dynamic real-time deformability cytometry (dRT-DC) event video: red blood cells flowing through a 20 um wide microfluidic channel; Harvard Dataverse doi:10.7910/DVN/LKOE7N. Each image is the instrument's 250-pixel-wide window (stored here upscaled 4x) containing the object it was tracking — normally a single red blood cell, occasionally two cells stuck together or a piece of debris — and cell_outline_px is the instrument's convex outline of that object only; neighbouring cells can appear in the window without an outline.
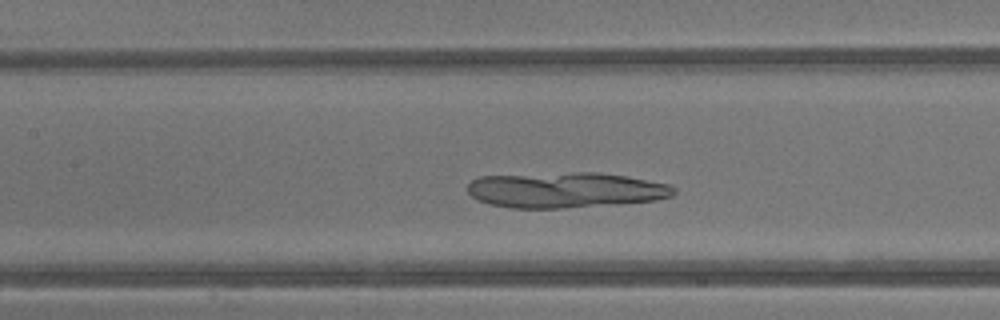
{"species": "common noctule bat (a hibernating species)", "species_latin": "Nyctalus noctula", "temperature_condition": "warm", "stored_images_in_passage": 32, "camera_frame_rate_fps": 3000, "um_per_image_px": 0.085, "animal": {"sex": "male", "body_mass_g": 13.3}, "frame": {"image": 1, "passage_image": 14, "time_ms": 4.333, "image_size_px": [1000, 320], "cell_outline_px": [[676, 192], [672, 196], [656, 200], [616, 204], [560, 208], [512, 208], [492, 204], [476, 200], [468, 192], [468, 184], [472, 180], [480, 176], [572, 172], [600, 172], [628, 176], [668, 184], [676, 188]], "centroid_in_image_um": [48.08, 16.14], "position_along_channel_um": 159.3, "area_um2": 42.83}}
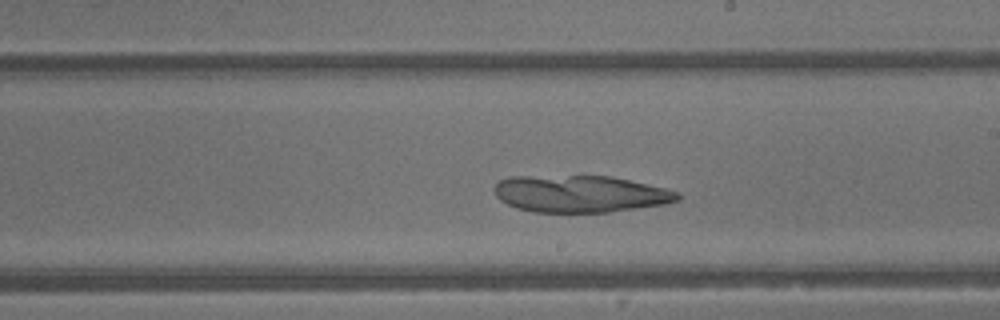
{"frame": {"image": 2, "passage_image": 19, "time_ms": 6.0, "image_size_px": [1000, 320], "cell_outline_px": [[680, 200], [664, 204], [608, 212], [532, 212], [516, 208], [500, 200], [496, 196], [492, 188], [500, 180], [508, 176], [612, 176], [664, 188], [680, 192]], "centroid_in_image_um": [49.29, 16.47], "position_along_channel_um": 239.7, "area_um2": 39.54}}
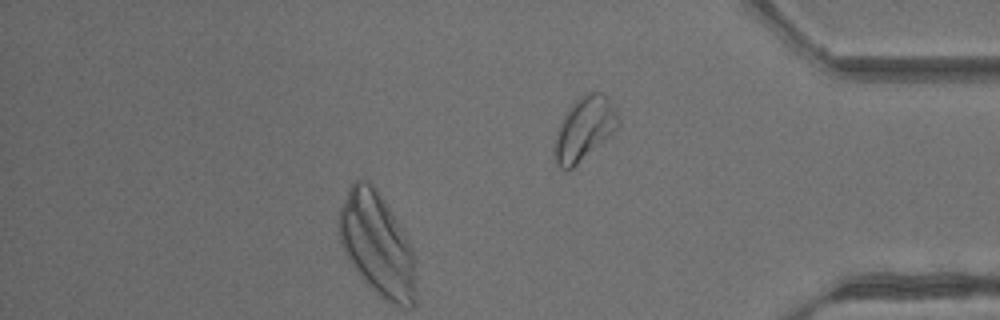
{"frame": {"image": 3, "passage_image": 32, "time_ms": 10.333, "image_size_px": [1000, 320], "cell_outline_px": [[620, 124], [604, 140], [568, 172], [564, 172], [556, 164], [556, 136], [560, 124], [568, 108], [580, 96], [588, 92], [604, 92], [612, 100], [616, 108], [620, 120]], "centroid_in_image_um": [49.7, 10.9], "position_along_channel_um": 385.5, "area_um2": 23.29}}